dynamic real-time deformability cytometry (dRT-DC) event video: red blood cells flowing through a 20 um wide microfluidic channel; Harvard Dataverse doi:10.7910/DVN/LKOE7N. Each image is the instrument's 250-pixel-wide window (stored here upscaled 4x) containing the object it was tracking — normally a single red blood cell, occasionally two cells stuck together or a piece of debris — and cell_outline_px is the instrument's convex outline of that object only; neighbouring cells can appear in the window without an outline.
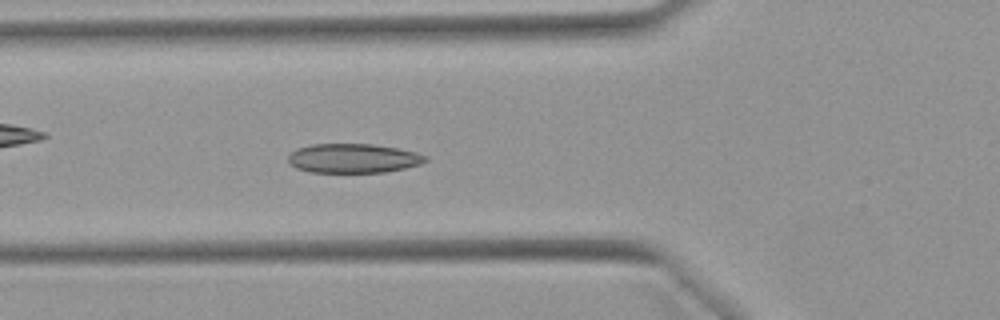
{"species": "Egyptian fruit bat (a non-hibernating species)", "species_latin": "Rousettus aegyptiacus", "temperature_condition": "warm", "stored_images_in_passage": 48, "camera_frame_rate_fps": 3000, "um_per_image_px": 0.085, "animal": {"sex": "female"}, "frame": {"image": 1, "passage_image": 14, "time_ms": 4.333, "image_size_px": [1000, 320], "cell_outline_px": [[428, 160], [420, 164], [404, 168], [384, 172], [308, 172], [296, 168], [288, 160], [288, 156], [296, 148], [312, 144], [372, 144], [396, 148], [416, 152], [428, 156]], "centroid_in_image_um": [30.02, 13.45], "position_along_channel_um": 95.8, "area_um2": 23.35}}
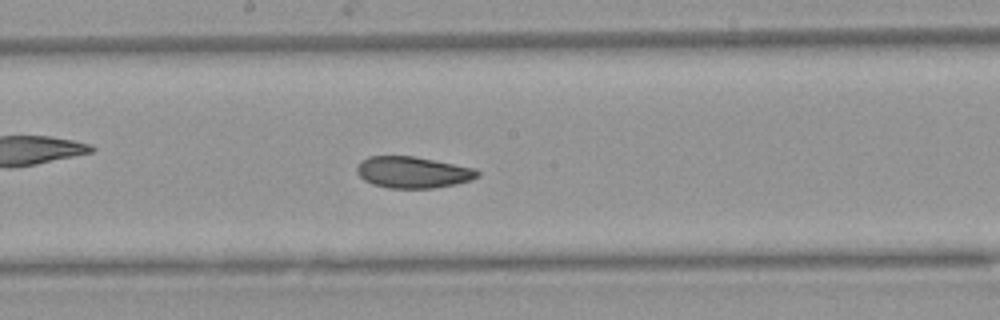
{"frame": {"image": 2, "passage_image": 23, "time_ms": 7.333, "image_size_px": [1000, 320], "cell_outline_px": [[480, 176], [472, 180], [456, 184], [432, 188], [388, 188], [372, 184], [364, 180], [356, 172], [356, 168], [360, 160], [368, 156], [412, 156], [476, 168], [480, 172]], "centroid_in_image_um": [35.09, 14.64], "position_along_channel_um": 213.1, "area_um2": 22.25}}
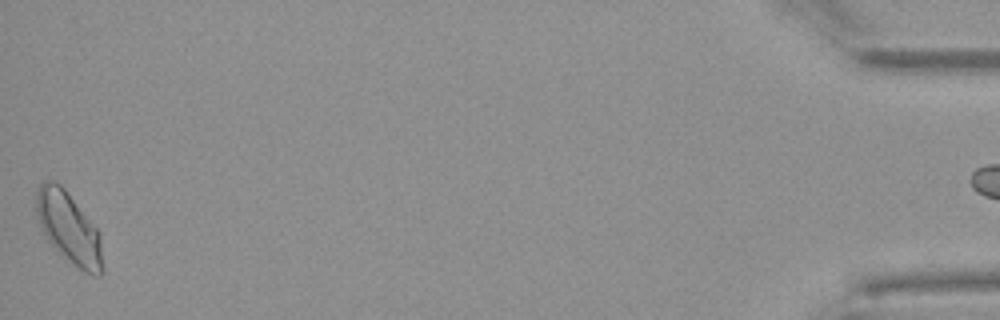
{"frame": {"image": 3, "passage_image": 47, "time_ms": 15.333, "image_size_px": [1000, 320], "cell_outline_px": [[104, 272], [100, 276], [96, 276], [84, 272], [76, 268], [64, 260], [44, 236], [40, 228], [36, 216], [36, 188], [44, 180], [48, 180], [60, 184], [64, 188], [100, 232], [104, 268]], "centroid_in_image_um": [5.85, 19.43], "position_along_channel_um": 429.4, "area_um2": 28.26}, "authors_computed_cell_mechanics": {"area_um2": 23.12, "velocity_mm_per_s": 3.92, "shape_relaxation_time_tau1_ms": 4.3419, "shape_relaxation_time_tau2_ms": 3.367, "deformation_change_tau1": 0.113, "deformation_change_tau2": 0.0744}}